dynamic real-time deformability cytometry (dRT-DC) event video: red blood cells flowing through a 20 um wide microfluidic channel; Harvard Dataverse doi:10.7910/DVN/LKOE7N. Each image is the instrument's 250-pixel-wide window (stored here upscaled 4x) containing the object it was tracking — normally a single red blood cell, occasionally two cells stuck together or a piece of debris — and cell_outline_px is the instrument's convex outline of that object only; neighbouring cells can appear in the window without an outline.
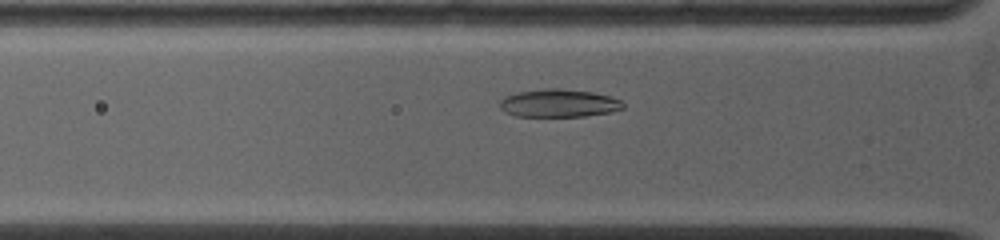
{"species": "common noctule bat (a hibernating species)", "species_latin": "Nyctalus noctula", "temperature_condition": "warm", "stored_images_in_passage": 16, "camera_frame_rate_fps": 5000, "um_per_image_px": 0.085, "animal": {"sex": "female", "body_mass_g": 19.0, "forearm_length_mm": 53.3}, "frame": {"image": 1, "passage_image": 12, "time_ms": 3.0, "image_size_px": [1000, 240], "cell_outline_px": [[624, 108], [608, 112], [584, 116], [516, 116], [504, 112], [500, 108], [500, 100], [504, 96], [520, 92], [544, 88], [560, 88], [592, 92], [608, 96], [620, 100], [624, 104]], "centroid_in_image_um": [47.46, 8.77], "position_along_channel_um": 78.3, "area_um2": 19.94}}
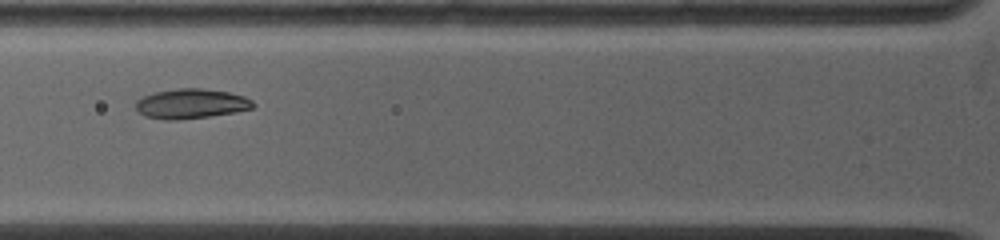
{"frame": {"image": 2, "passage_image": 14, "time_ms": 3.8, "image_size_px": [1000, 240], "cell_outline_px": [[256, 104], [252, 108], [236, 112], [208, 116], [176, 120], [164, 120], [144, 116], [136, 108], [136, 100], [144, 96], [156, 92], [180, 88], [204, 88], [228, 92], [244, 96], [252, 100]], "centroid_in_image_um": [16.25, 8.81], "position_along_channel_um": 109.5, "area_um2": 20.29}}
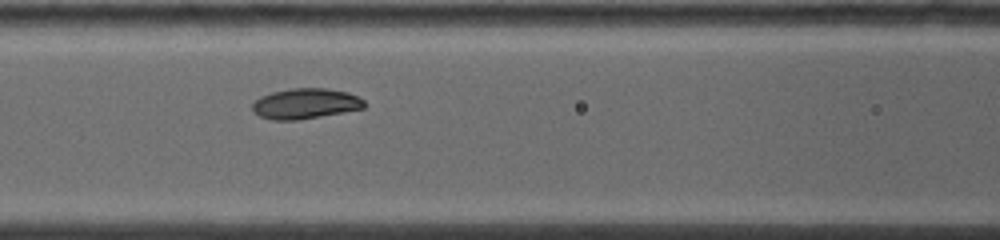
{"frame": {"image": 3, "passage_image": 16, "time_ms": 4.6, "image_size_px": [1000, 240], "cell_outline_px": [[364, 108], [344, 112], [296, 120], [272, 120], [260, 116], [252, 112], [252, 104], [260, 96], [272, 92], [292, 88], [324, 88], [348, 92], [364, 100]], "centroid_in_image_um": [25.93, 8.81], "position_along_channel_um": 140.7, "area_um2": 19.77}}